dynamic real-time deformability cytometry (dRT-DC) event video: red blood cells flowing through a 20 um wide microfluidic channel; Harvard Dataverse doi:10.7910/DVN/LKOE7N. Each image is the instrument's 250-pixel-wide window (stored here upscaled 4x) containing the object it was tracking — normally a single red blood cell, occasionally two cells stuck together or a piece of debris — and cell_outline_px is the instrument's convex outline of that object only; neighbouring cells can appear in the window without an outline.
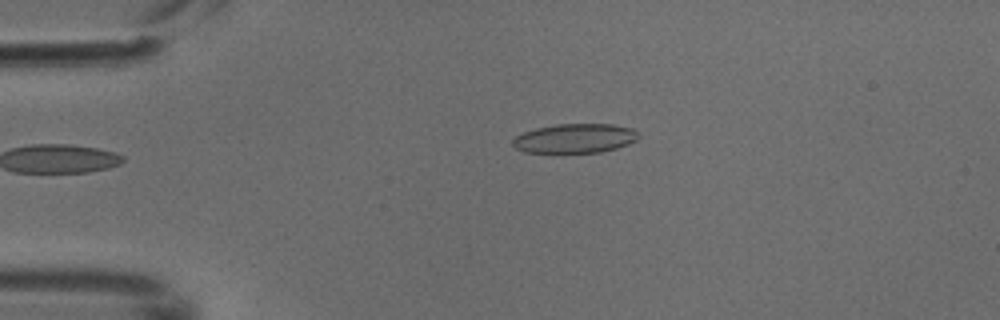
{"species": "common noctule bat (a hibernating species)", "species_latin": "Nyctalus noctula", "temperature_condition": "cold", "stored_images_in_passage": 5, "camera_frame_rate_fps": 3000, "um_per_image_px": 0.085, "animal": {"sex": "male", "body_mass_g": 18.8}, "frame": {"image": 1, "passage_image": 5, "time_ms": 1.333, "image_size_px": [1000, 320], "cell_outline_px": [[640, 136], [636, 140], [628, 144], [616, 148], [600, 152], [524, 152], [516, 148], [512, 144], [512, 140], [516, 136], [524, 132], [536, 128], [556, 124], [612, 124], [632, 128], [640, 132]], "centroid_in_image_um": [48.9, 11.75], "position_along_channel_um": 36.1, "area_um2": 21.44}}